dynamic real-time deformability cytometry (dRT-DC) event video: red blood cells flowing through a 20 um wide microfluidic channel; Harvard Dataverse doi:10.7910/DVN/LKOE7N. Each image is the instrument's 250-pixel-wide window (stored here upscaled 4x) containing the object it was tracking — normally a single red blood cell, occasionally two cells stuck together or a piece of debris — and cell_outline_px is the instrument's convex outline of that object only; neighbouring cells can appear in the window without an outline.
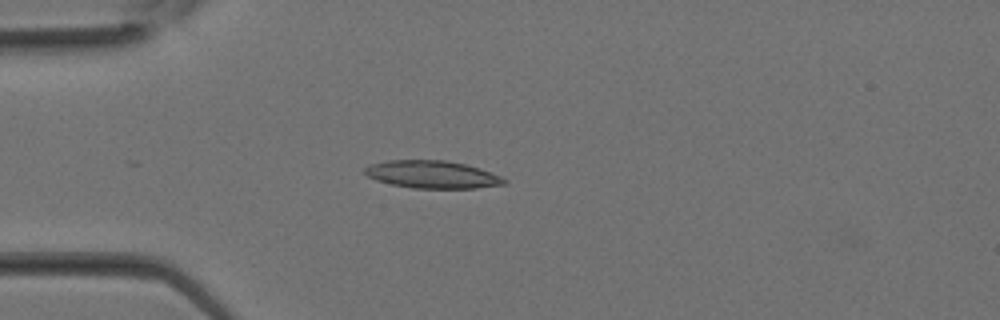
{"species": "Egyptian fruit bat (a non-hibernating species)", "species_latin": "Rousettus aegyptiacus", "temperature_condition": "room temperature", "stored_images_in_passage": 15, "camera_frame_rate_fps": 3000, "um_per_image_px": 0.085, "animal": {"sex": "female"}, "frame": {"image": 1, "passage_image": 8, "time_ms": 2.333, "image_size_px": [1000, 320], "cell_outline_px": [[508, 184], [476, 188], [412, 188], [392, 184], [376, 180], [368, 176], [364, 172], [364, 168], [368, 164], [388, 160], [444, 160], [464, 164], [480, 168], [500, 176], [508, 180]], "centroid_in_image_um": [36.74, 14.83], "position_along_channel_um": 48.3, "area_um2": 22.48}}
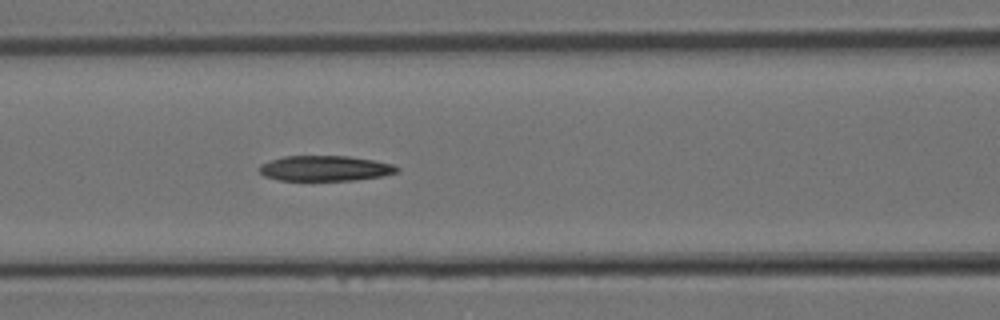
{"frame": {"image": 2, "passage_image": 13, "time_ms": 4.0, "image_size_px": [1000, 320], "cell_outline_px": [[400, 168], [396, 172], [384, 176], [356, 180], [280, 180], [264, 176], [256, 168], [260, 164], [284, 156], [348, 156], [376, 160], [392, 164]], "centroid_in_image_um": [27.63, 14.31], "position_along_channel_um": 139.0, "area_um2": 20.4}}
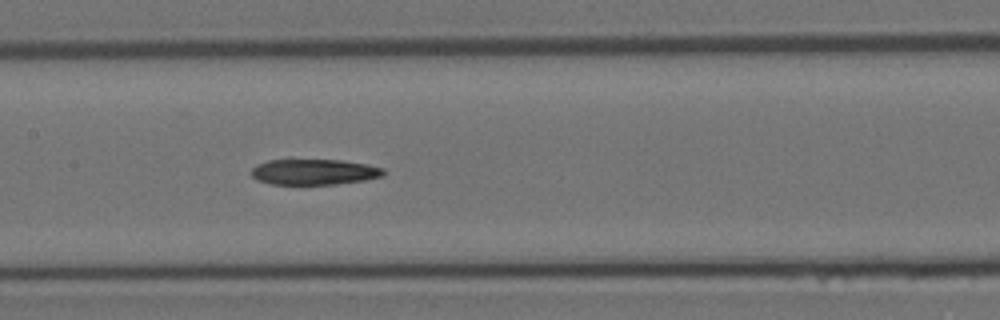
{"frame": {"image": 3, "passage_image": 15, "time_ms": 4.667, "image_size_px": [1000, 320], "cell_outline_px": [[384, 176], [364, 180], [336, 184], [272, 184], [256, 180], [252, 176], [252, 168], [256, 164], [268, 160], [340, 160], [368, 164], [384, 168]], "centroid_in_image_um": [26.7, 14.61], "position_along_channel_um": 180.7, "area_um2": 19.77}}